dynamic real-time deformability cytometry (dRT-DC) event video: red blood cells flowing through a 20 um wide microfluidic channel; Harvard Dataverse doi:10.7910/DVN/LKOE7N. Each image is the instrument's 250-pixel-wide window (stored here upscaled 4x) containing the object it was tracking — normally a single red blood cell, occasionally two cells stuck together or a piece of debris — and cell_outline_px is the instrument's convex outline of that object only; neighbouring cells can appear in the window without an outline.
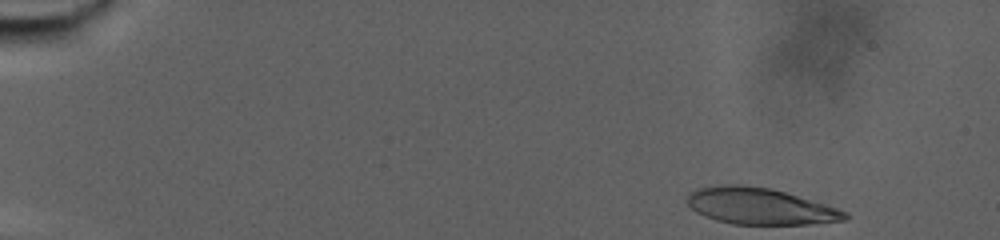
{"species": "human", "species_latin": "Homo sapiens", "temperature_condition": "warm", "stored_images_in_passage": 62, "camera_frame_rate_fps": 3000, "um_per_image_px": 0.085, "donor": {"sex": "male"}, "frame": {"image": 1, "passage_image": 1, "time_ms": 0.0, "image_size_px": [1000, 240], "cell_outline_px": [[848, 220], [808, 224], [732, 224], [716, 220], [696, 212], [684, 200], [688, 192], [696, 188], [724, 184], [740, 184], [772, 188], [824, 204], [848, 212]], "centroid_in_image_um": [64.55, 17.51], "position_along_channel_um": 20.5, "area_um2": 33.64}}
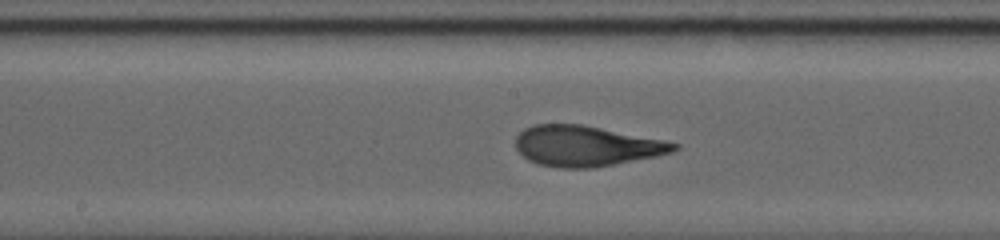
{"frame": {"image": 2, "passage_image": 36, "time_ms": 11.667, "image_size_px": [1000, 240], "cell_outline_px": [[680, 148], [672, 152], [656, 156], [592, 168], [560, 168], [540, 164], [528, 160], [516, 148], [516, 136], [524, 128], [532, 124], [580, 124], [664, 140], [680, 144]], "centroid_in_image_um": [49.82, 12.4], "position_along_channel_um": 198.4, "area_um2": 37.17}}
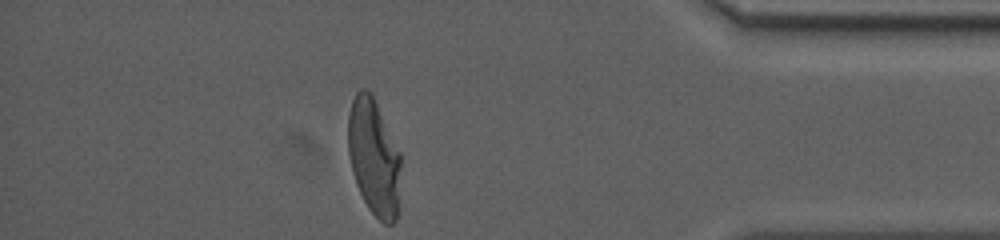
{"frame": {"image": 3, "passage_image": 62, "time_ms": 20.333, "image_size_px": [1000, 240], "cell_outline_px": [[400, 164], [396, 220], [392, 224], [384, 224], [368, 208], [356, 184], [352, 172], [348, 152], [348, 112], [352, 100], [356, 92], [360, 88], [364, 88], [372, 92], [400, 152]], "centroid_in_image_um": [31.76, 13.3], "position_along_channel_um": 403.4, "area_um2": 35.84}, "authors_computed_cell_mechanics": {"area_um2": 36.6163, "velocity_mm_per_s": 2.7061, "shape_relaxation_time_tau1_ms": 7.8937, "shape_relaxation_time_tau2_ms": 1.1978, "deformation_change_tau1": 0.3066, "deformation_change_tau2": 0.0867}}